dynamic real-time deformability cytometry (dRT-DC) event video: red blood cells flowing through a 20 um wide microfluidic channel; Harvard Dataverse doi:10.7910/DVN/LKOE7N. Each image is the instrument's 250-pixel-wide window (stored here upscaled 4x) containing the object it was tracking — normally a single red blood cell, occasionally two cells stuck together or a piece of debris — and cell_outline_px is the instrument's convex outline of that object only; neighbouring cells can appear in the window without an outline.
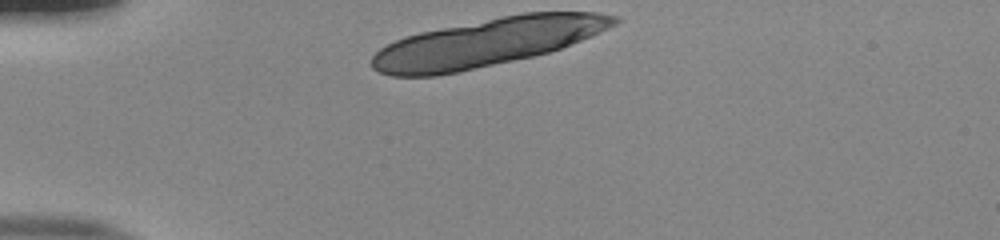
{"species": "human", "species_latin": "Homo sapiens", "temperature_condition": "room temperature", "stored_images_in_passage": 8, "camera_frame_rate_fps": 3000, "um_per_image_px": 0.085, "donor": {"sex": "male"}, "frame": {"image": 1, "passage_image": 1, "time_ms": 0.0, "image_size_px": [1000, 240], "cell_outline_px": [[620, 20], [616, 24], [600, 32], [560, 48], [548, 52], [532, 56], [460, 72], [436, 76], [392, 76], [380, 72], [372, 68], [372, 56], [380, 48], [404, 36], [420, 32], [500, 16], [524, 12], [596, 12], [616, 16]], "centroid_in_image_um": [41.37, 3.61], "position_along_channel_um": 43.6, "area_um2": 67.45}}